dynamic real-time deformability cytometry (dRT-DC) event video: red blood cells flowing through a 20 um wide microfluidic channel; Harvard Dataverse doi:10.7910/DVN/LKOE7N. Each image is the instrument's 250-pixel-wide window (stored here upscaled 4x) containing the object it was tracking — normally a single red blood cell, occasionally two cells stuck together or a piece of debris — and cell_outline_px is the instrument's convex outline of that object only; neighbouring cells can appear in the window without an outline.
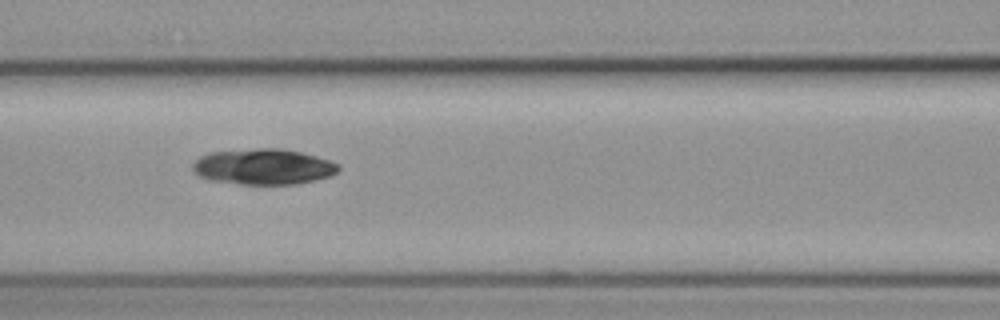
{"species": "common noctule bat (a hibernating species)", "species_latin": "Nyctalus noctula", "temperature_condition": "cold", "stored_images_in_passage": 16, "camera_frame_rate_fps": 3000, "um_per_image_px": 0.085, "animal": {"sex": "female", "body_mass_g": 19.3, "forearm_length_mm": 54.1}, "frame": {"image": 1, "passage_image": 7, "time_ms": 8.333, "image_size_px": [1000, 320], "cell_outline_px": [[340, 168], [336, 172], [328, 176], [316, 180], [296, 184], [240, 184], [212, 180], [200, 176], [192, 168], [192, 164], [200, 156], [208, 152], [256, 148], [280, 148], [300, 152], [316, 156], [340, 164]], "centroid_in_image_um": [22.38, 14.16], "position_along_channel_um": 144.2, "area_um2": 30.29}}
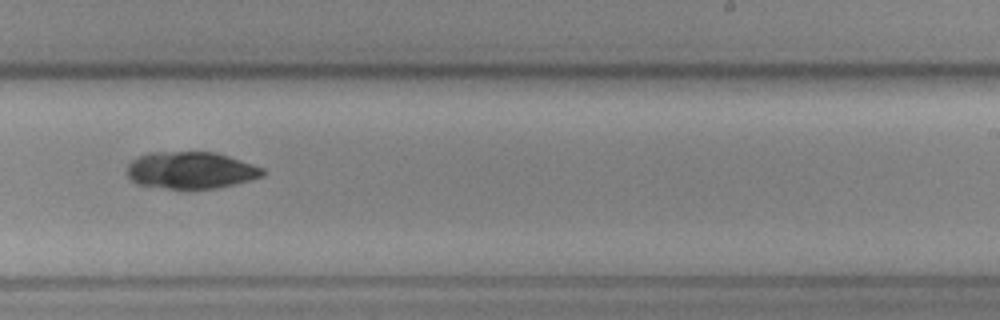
{"frame": {"image": 2, "passage_image": 10, "time_ms": 12.0, "image_size_px": [1000, 320], "cell_outline_px": [[264, 176], [216, 188], [168, 188], [136, 184], [124, 172], [128, 164], [136, 156], [148, 152], [216, 152], [264, 168]], "centroid_in_image_um": [16.16, 14.45], "position_along_channel_um": 272.8, "area_um2": 29.13}}
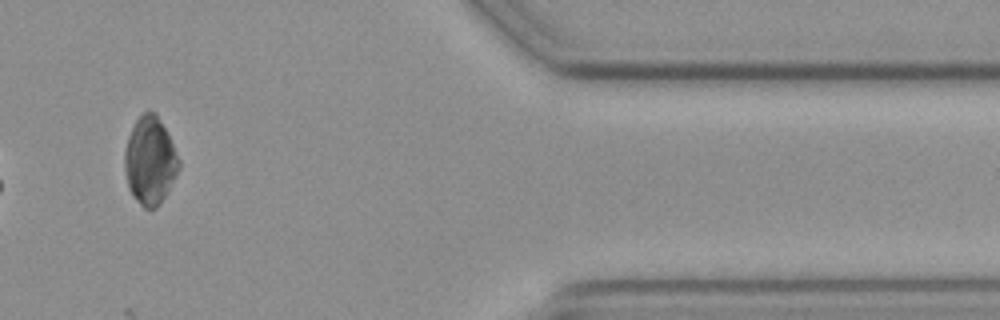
{"frame": {"image": 3, "passage_image": 14, "time_ms": 16.667, "image_size_px": [1000, 320], "cell_outline_px": [[180, 168], [176, 176], [160, 204], [156, 208], [144, 208], [132, 196], [128, 188], [124, 168], [124, 152], [128, 136], [136, 120], [144, 112], [156, 112], [180, 160]], "centroid_in_image_um": [12.73, 13.69], "position_along_channel_um": 398.7, "area_um2": 27.57}}